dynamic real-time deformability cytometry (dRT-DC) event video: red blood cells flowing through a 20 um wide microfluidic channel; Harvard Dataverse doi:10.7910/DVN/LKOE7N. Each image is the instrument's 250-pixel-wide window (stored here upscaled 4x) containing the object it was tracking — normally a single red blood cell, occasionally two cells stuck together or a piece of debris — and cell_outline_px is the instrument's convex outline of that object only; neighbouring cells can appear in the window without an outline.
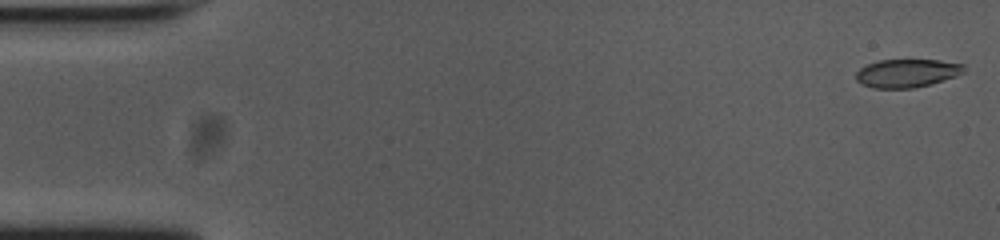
{"species": "common noctule bat (a hibernating species)", "species_latin": "Nyctalus noctula", "temperature_condition": "cold", "stored_images_in_passage": 54, "camera_frame_rate_fps": 3000, "um_per_image_px": 0.085, "animal": {"sex": "female", "body_mass_g": 23.0, "forearm_length_mm": 53.4}, "frame": {"image": 1, "passage_image": 1, "time_ms": 0.0, "image_size_px": [1000, 240], "cell_outline_px": [[964, 72], [956, 76], [928, 84], [912, 88], [872, 88], [860, 84], [856, 80], [856, 72], [860, 68], [876, 60], [940, 60], [964, 64]], "centroid_in_image_um": [77.05, 6.21], "position_along_channel_um": 7.9, "area_um2": 17.74}}
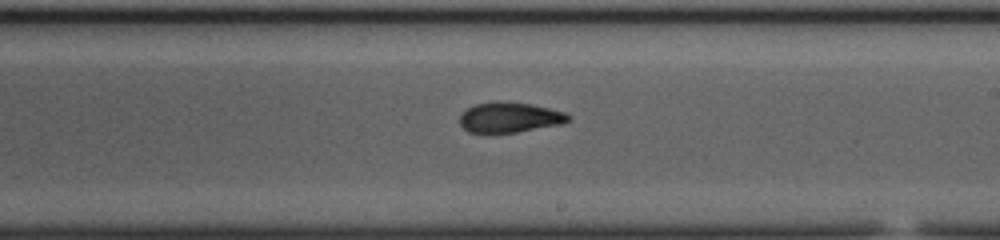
{"frame": {"image": 2, "passage_image": 31, "time_ms": 10.0, "image_size_px": [1000, 240], "cell_outline_px": [[572, 120], [560, 124], [516, 132], [468, 132], [460, 124], [460, 116], [468, 108], [476, 104], [496, 100], [532, 104], [564, 112], [572, 116]], "centroid_in_image_um": [43.34, 9.96], "position_along_channel_um": 245.7, "area_um2": 19.02}}
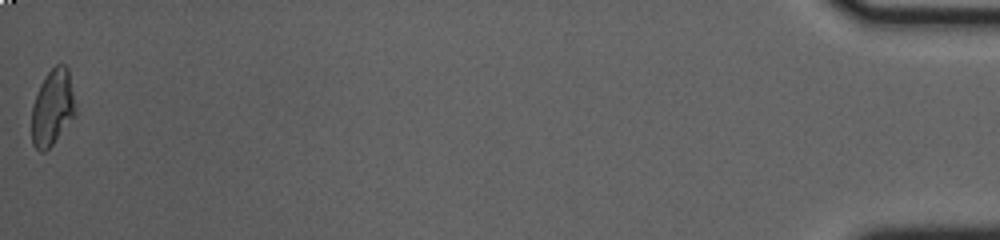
{"frame": {"image": 3, "passage_image": 54, "time_ms": 17.667, "image_size_px": [1000, 240], "cell_outline_px": [[76, 116], [52, 144], [44, 152], [40, 152], [32, 144], [32, 104], [40, 84], [48, 72], [56, 64], [64, 64], [68, 68], [76, 108]], "centroid_in_image_um": [4.47, 9.15], "position_along_channel_um": 430.7, "area_um2": 19.48}, "authors_computed_cell_mechanics": {"area_um2": 19.3341, "velocity_mm_per_s": 3.7412, "shape_relaxation_time_tau1_ms": null, "shape_relaxation_time_tau2_ms": 3.0799, "deformation_change_tau1": null, "deformation_change_tau2": 0.0838}}